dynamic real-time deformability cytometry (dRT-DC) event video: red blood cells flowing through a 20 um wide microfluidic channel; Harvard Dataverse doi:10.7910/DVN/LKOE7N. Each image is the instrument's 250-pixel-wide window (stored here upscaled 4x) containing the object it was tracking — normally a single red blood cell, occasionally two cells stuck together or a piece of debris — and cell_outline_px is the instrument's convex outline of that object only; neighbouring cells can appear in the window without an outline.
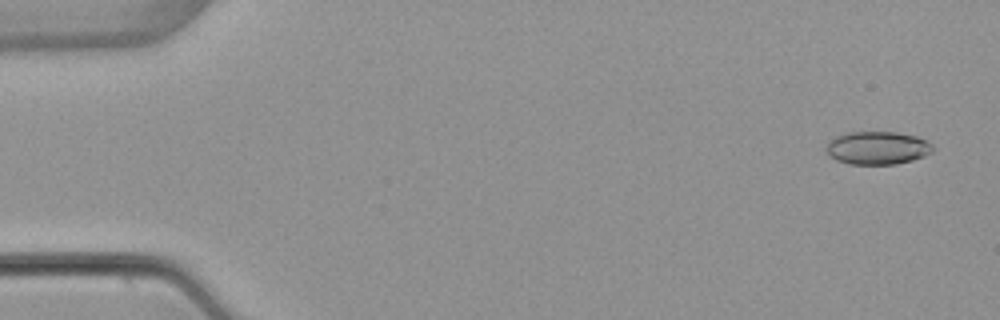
{"species": "common noctule bat (a hibernating species)", "species_latin": "Nyctalus noctula", "temperature_condition": "warm", "stored_images_in_passage": 6, "camera_frame_rate_fps": 3000, "um_per_image_px": 0.085, "animal": {"sex": "female", "body_mass_g": 22.7, "forearm_length_mm": 54.2}, "frame": {"image": 1, "passage_image": 1, "time_ms": 0.0, "image_size_px": [1000, 320], "cell_outline_px": [[936, 148], [932, 152], [924, 156], [912, 160], [896, 164], [848, 164], [836, 160], [824, 148], [836, 136], [848, 132], [896, 132], [916, 136], [928, 140]], "centroid_in_image_um": [74.63, 12.57], "position_along_channel_um": 10.4, "area_um2": 20.58}}
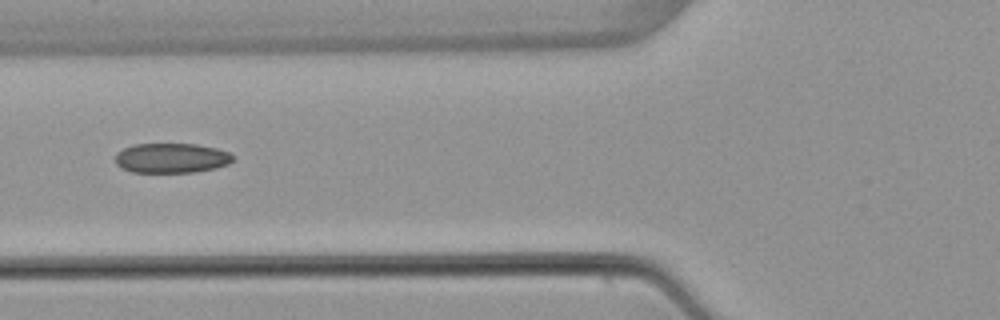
{"frame": {"image": 2, "passage_image": 5, "time_ms": 6.0, "image_size_px": [1000, 320], "cell_outline_px": [[236, 160], [228, 164], [216, 168], [192, 172], [132, 172], [120, 168], [116, 164], [116, 152], [132, 144], [196, 144], [216, 148], [228, 152], [236, 156]], "centroid_in_image_um": [14.59, 13.43], "position_along_channel_um": 111.2, "area_um2": 20.63}}
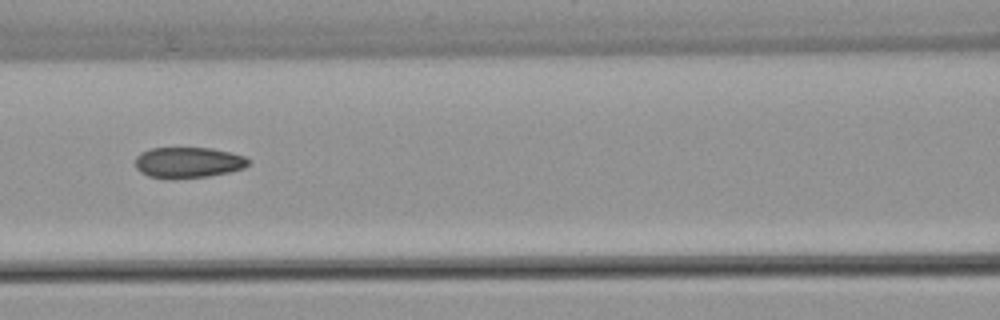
{"frame": {"image": 3, "passage_image": 6, "time_ms": 7.0, "image_size_px": [1000, 320], "cell_outline_px": [[248, 164], [244, 168], [228, 172], [208, 176], [148, 176], [140, 172], [136, 168], [136, 156], [140, 152], [152, 148], [212, 148], [232, 152], [244, 156], [248, 160]], "centroid_in_image_um": [16.01, 13.77], "position_along_channel_um": 150.6, "area_um2": 19.65}}